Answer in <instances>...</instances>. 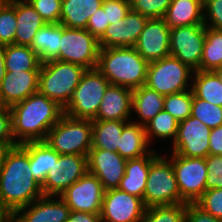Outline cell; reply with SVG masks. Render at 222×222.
I'll list each match as a JSON object with an SVG mask.
<instances>
[{"label": "cell", "mask_w": 222, "mask_h": 222, "mask_svg": "<svg viewBox=\"0 0 222 222\" xmlns=\"http://www.w3.org/2000/svg\"><path fill=\"white\" fill-rule=\"evenodd\" d=\"M43 196L31 172L28 150L22 144L9 148L0 171L2 204L13 214Z\"/></svg>", "instance_id": "obj_1"}, {"label": "cell", "mask_w": 222, "mask_h": 222, "mask_svg": "<svg viewBox=\"0 0 222 222\" xmlns=\"http://www.w3.org/2000/svg\"><path fill=\"white\" fill-rule=\"evenodd\" d=\"M12 135L17 144L45 141L64 115V108L39 91L10 107Z\"/></svg>", "instance_id": "obj_2"}, {"label": "cell", "mask_w": 222, "mask_h": 222, "mask_svg": "<svg viewBox=\"0 0 222 222\" xmlns=\"http://www.w3.org/2000/svg\"><path fill=\"white\" fill-rule=\"evenodd\" d=\"M148 62L135 47L100 48L97 69L112 85L133 89L146 83Z\"/></svg>", "instance_id": "obj_3"}, {"label": "cell", "mask_w": 222, "mask_h": 222, "mask_svg": "<svg viewBox=\"0 0 222 222\" xmlns=\"http://www.w3.org/2000/svg\"><path fill=\"white\" fill-rule=\"evenodd\" d=\"M86 69L60 60L41 63L39 92L65 108Z\"/></svg>", "instance_id": "obj_4"}, {"label": "cell", "mask_w": 222, "mask_h": 222, "mask_svg": "<svg viewBox=\"0 0 222 222\" xmlns=\"http://www.w3.org/2000/svg\"><path fill=\"white\" fill-rule=\"evenodd\" d=\"M47 142L58 154L88 156L92 147V120L63 115L49 130Z\"/></svg>", "instance_id": "obj_5"}, {"label": "cell", "mask_w": 222, "mask_h": 222, "mask_svg": "<svg viewBox=\"0 0 222 222\" xmlns=\"http://www.w3.org/2000/svg\"><path fill=\"white\" fill-rule=\"evenodd\" d=\"M143 203L146 208L186 203L180 197L172 163L163 156L156 154L150 161Z\"/></svg>", "instance_id": "obj_6"}, {"label": "cell", "mask_w": 222, "mask_h": 222, "mask_svg": "<svg viewBox=\"0 0 222 222\" xmlns=\"http://www.w3.org/2000/svg\"><path fill=\"white\" fill-rule=\"evenodd\" d=\"M110 83L95 69H86L64 108V114L84 120H95L102 98Z\"/></svg>", "instance_id": "obj_7"}, {"label": "cell", "mask_w": 222, "mask_h": 222, "mask_svg": "<svg viewBox=\"0 0 222 222\" xmlns=\"http://www.w3.org/2000/svg\"><path fill=\"white\" fill-rule=\"evenodd\" d=\"M193 73L189 66L169 55L148 64L145 85L164 96L187 91Z\"/></svg>", "instance_id": "obj_8"}, {"label": "cell", "mask_w": 222, "mask_h": 222, "mask_svg": "<svg viewBox=\"0 0 222 222\" xmlns=\"http://www.w3.org/2000/svg\"><path fill=\"white\" fill-rule=\"evenodd\" d=\"M99 41L87 29L63 26L58 60L95 69L99 57Z\"/></svg>", "instance_id": "obj_9"}, {"label": "cell", "mask_w": 222, "mask_h": 222, "mask_svg": "<svg viewBox=\"0 0 222 222\" xmlns=\"http://www.w3.org/2000/svg\"><path fill=\"white\" fill-rule=\"evenodd\" d=\"M170 162L175 172L180 197L186 203H195L206 190L205 158L184 157L172 153Z\"/></svg>", "instance_id": "obj_10"}, {"label": "cell", "mask_w": 222, "mask_h": 222, "mask_svg": "<svg viewBox=\"0 0 222 222\" xmlns=\"http://www.w3.org/2000/svg\"><path fill=\"white\" fill-rule=\"evenodd\" d=\"M205 25L196 24L170 29V55L179 59L193 71L200 70Z\"/></svg>", "instance_id": "obj_11"}, {"label": "cell", "mask_w": 222, "mask_h": 222, "mask_svg": "<svg viewBox=\"0 0 222 222\" xmlns=\"http://www.w3.org/2000/svg\"><path fill=\"white\" fill-rule=\"evenodd\" d=\"M88 171L87 156L59 154L41 186L44 196H60Z\"/></svg>", "instance_id": "obj_12"}, {"label": "cell", "mask_w": 222, "mask_h": 222, "mask_svg": "<svg viewBox=\"0 0 222 222\" xmlns=\"http://www.w3.org/2000/svg\"><path fill=\"white\" fill-rule=\"evenodd\" d=\"M211 130L193 116L179 122L176 138L172 142V153L184 157L206 158L209 155Z\"/></svg>", "instance_id": "obj_13"}, {"label": "cell", "mask_w": 222, "mask_h": 222, "mask_svg": "<svg viewBox=\"0 0 222 222\" xmlns=\"http://www.w3.org/2000/svg\"><path fill=\"white\" fill-rule=\"evenodd\" d=\"M104 192L101 181L87 171L77 182L69 186L60 197L71 211L101 213Z\"/></svg>", "instance_id": "obj_14"}, {"label": "cell", "mask_w": 222, "mask_h": 222, "mask_svg": "<svg viewBox=\"0 0 222 222\" xmlns=\"http://www.w3.org/2000/svg\"><path fill=\"white\" fill-rule=\"evenodd\" d=\"M146 207L141 198L116 189L104 192L100 217L104 222H140Z\"/></svg>", "instance_id": "obj_15"}, {"label": "cell", "mask_w": 222, "mask_h": 222, "mask_svg": "<svg viewBox=\"0 0 222 222\" xmlns=\"http://www.w3.org/2000/svg\"><path fill=\"white\" fill-rule=\"evenodd\" d=\"M134 47L148 63L169 56L170 28L164 19H147Z\"/></svg>", "instance_id": "obj_16"}, {"label": "cell", "mask_w": 222, "mask_h": 222, "mask_svg": "<svg viewBox=\"0 0 222 222\" xmlns=\"http://www.w3.org/2000/svg\"><path fill=\"white\" fill-rule=\"evenodd\" d=\"M126 159L115 151L90 149L87 156L88 172L95 175L103 189H116L125 175Z\"/></svg>", "instance_id": "obj_17"}, {"label": "cell", "mask_w": 222, "mask_h": 222, "mask_svg": "<svg viewBox=\"0 0 222 222\" xmlns=\"http://www.w3.org/2000/svg\"><path fill=\"white\" fill-rule=\"evenodd\" d=\"M43 196L31 204L17 209L12 214V222H66L71 209L59 196Z\"/></svg>", "instance_id": "obj_18"}, {"label": "cell", "mask_w": 222, "mask_h": 222, "mask_svg": "<svg viewBox=\"0 0 222 222\" xmlns=\"http://www.w3.org/2000/svg\"><path fill=\"white\" fill-rule=\"evenodd\" d=\"M39 71H6L0 85V101L11 107L39 90Z\"/></svg>", "instance_id": "obj_19"}, {"label": "cell", "mask_w": 222, "mask_h": 222, "mask_svg": "<svg viewBox=\"0 0 222 222\" xmlns=\"http://www.w3.org/2000/svg\"><path fill=\"white\" fill-rule=\"evenodd\" d=\"M133 90L110 84L102 98L95 120L130 121Z\"/></svg>", "instance_id": "obj_20"}, {"label": "cell", "mask_w": 222, "mask_h": 222, "mask_svg": "<svg viewBox=\"0 0 222 222\" xmlns=\"http://www.w3.org/2000/svg\"><path fill=\"white\" fill-rule=\"evenodd\" d=\"M155 155V152L151 150L143 157L128 159L125 166V175L121 179L118 189L143 200L150 161Z\"/></svg>", "instance_id": "obj_21"}, {"label": "cell", "mask_w": 222, "mask_h": 222, "mask_svg": "<svg viewBox=\"0 0 222 222\" xmlns=\"http://www.w3.org/2000/svg\"><path fill=\"white\" fill-rule=\"evenodd\" d=\"M204 0H172L163 19L170 29L204 24Z\"/></svg>", "instance_id": "obj_22"}, {"label": "cell", "mask_w": 222, "mask_h": 222, "mask_svg": "<svg viewBox=\"0 0 222 222\" xmlns=\"http://www.w3.org/2000/svg\"><path fill=\"white\" fill-rule=\"evenodd\" d=\"M16 21L14 44L24 46H31L37 31L46 24L29 2H16Z\"/></svg>", "instance_id": "obj_23"}, {"label": "cell", "mask_w": 222, "mask_h": 222, "mask_svg": "<svg viewBox=\"0 0 222 222\" xmlns=\"http://www.w3.org/2000/svg\"><path fill=\"white\" fill-rule=\"evenodd\" d=\"M104 0H62L60 24L68 28L86 29L87 22Z\"/></svg>", "instance_id": "obj_24"}, {"label": "cell", "mask_w": 222, "mask_h": 222, "mask_svg": "<svg viewBox=\"0 0 222 222\" xmlns=\"http://www.w3.org/2000/svg\"><path fill=\"white\" fill-rule=\"evenodd\" d=\"M29 152L31 172L36 182L43 185L49 170L57 162L59 154L45 141H29L22 144Z\"/></svg>", "instance_id": "obj_25"}, {"label": "cell", "mask_w": 222, "mask_h": 222, "mask_svg": "<svg viewBox=\"0 0 222 222\" xmlns=\"http://www.w3.org/2000/svg\"><path fill=\"white\" fill-rule=\"evenodd\" d=\"M63 26L60 23H46L34 36L30 48L38 55L41 63L58 60Z\"/></svg>", "instance_id": "obj_26"}, {"label": "cell", "mask_w": 222, "mask_h": 222, "mask_svg": "<svg viewBox=\"0 0 222 222\" xmlns=\"http://www.w3.org/2000/svg\"><path fill=\"white\" fill-rule=\"evenodd\" d=\"M165 96L149 88L145 84L133 89L132 111L140 118L136 123L145 126L160 111L164 110Z\"/></svg>", "instance_id": "obj_27"}, {"label": "cell", "mask_w": 222, "mask_h": 222, "mask_svg": "<svg viewBox=\"0 0 222 222\" xmlns=\"http://www.w3.org/2000/svg\"><path fill=\"white\" fill-rule=\"evenodd\" d=\"M148 146L144 126L128 121L120 137L119 154L126 160L140 158L151 151Z\"/></svg>", "instance_id": "obj_28"}, {"label": "cell", "mask_w": 222, "mask_h": 222, "mask_svg": "<svg viewBox=\"0 0 222 222\" xmlns=\"http://www.w3.org/2000/svg\"><path fill=\"white\" fill-rule=\"evenodd\" d=\"M128 121L92 120V147L119 154V141L124 125Z\"/></svg>", "instance_id": "obj_29"}, {"label": "cell", "mask_w": 222, "mask_h": 222, "mask_svg": "<svg viewBox=\"0 0 222 222\" xmlns=\"http://www.w3.org/2000/svg\"><path fill=\"white\" fill-rule=\"evenodd\" d=\"M191 90L195 97L222 107V84L213 71H194Z\"/></svg>", "instance_id": "obj_30"}, {"label": "cell", "mask_w": 222, "mask_h": 222, "mask_svg": "<svg viewBox=\"0 0 222 222\" xmlns=\"http://www.w3.org/2000/svg\"><path fill=\"white\" fill-rule=\"evenodd\" d=\"M6 71L40 70L41 61L30 46L9 44L5 45Z\"/></svg>", "instance_id": "obj_31"}, {"label": "cell", "mask_w": 222, "mask_h": 222, "mask_svg": "<svg viewBox=\"0 0 222 222\" xmlns=\"http://www.w3.org/2000/svg\"><path fill=\"white\" fill-rule=\"evenodd\" d=\"M222 67V30L205 26V41L201 58V71H214Z\"/></svg>", "instance_id": "obj_32"}, {"label": "cell", "mask_w": 222, "mask_h": 222, "mask_svg": "<svg viewBox=\"0 0 222 222\" xmlns=\"http://www.w3.org/2000/svg\"><path fill=\"white\" fill-rule=\"evenodd\" d=\"M179 122L165 110L160 111L154 118L146 123L144 126L146 139L148 144L152 137L155 138H172L174 142Z\"/></svg>", "instance_id": "obj_33"}, {"label": "cell", "mask_w": 222, "mask_h": 222, "mask_svg": "<svg viewBox=\"0 0 222 222\" xmlns=\"http://www.w3.org/2000/svg\"><path fill=\"white\" fill-rule=\"evenodd\" d=\"M186 203L146 208L140 222H185Z\"/></svg>", "instance_id": "obj_34"}, {"label": "cell", "mask_w": 222, "mask_h": 222, "mask_svg": "<svg viewBox=\"0 0 222 222\" xmlns=\"http://www.w3.org/2000/svg\"><path fill=\"white\" fill-rule=\"evenodd\" d=\"M193 92L191 89L165 95L164 110L171 114L178 122L191 116Z\"/></svg>", "instance_id": "obj_35"}, {"label": "cell", "mask_w": 222, "mask_h": 222, "mask_svg": "<svg viewBox=\"0 0 222 222\" xmlns=\"http://www.w3.org/2000/svg\"><path fill=\"white\" fill-rule=\"evenodd\" d=\"M16 29V2L0 0V44H14Z\"/></svg>", "instance_id": "obj_36"}, {"label": "cell", "mask_w": 222, "mask_h": 222, "mask_svg": "<svg viewBox=\"0 0 222 222\" xmlns=\"http://www.w3.org/2000/svg\"><path fill=\"white\" fill-rule=\"evenodd\" d=\"M191 116L199 119L208 128L222 126V107L211 104L193 95Z\"/></svg>", "instance_id": "obj_37"}, {"label": "cell", "mask_w": 222, "mask_h": 222, "mask_svg": "<svg viewBox=\"0 0 222 222\" xmlns=\"http://www.w3.org/2000/svg\"><path fill=\"white\" fill-rule=\"evenodd\" d=\"M98 41L100 48L127 47V30L124 19L110 24Z\"/></svg>", "instance_id": "obj_38"}, {"label": "cell", "mask_w": 222, "mask_h": 222, "mask_svg": "<svg viewBox=\"0 0 222 222\" xmlns=\"http://www.w3.org/2000/svg\"><path fill=\"white\" fill-rule=\"evenodd\" d=\"M172 0H130L131 10L148 19L163 18Z\"/></svg>", "instance_id": "obj_39"}, {"label": "cell", "mask_w": 222, "mask_h": 222, "mask_svg": "<svg viewBox=\"0 0 222 222\" xmlns=\"http://www.w3.org/2000/svg\"><path fill=\"white\" fill-rule=\"evenodd\" d=\"M195 204L206 213L222 220V188L205 190Z\"/></svg>", "instance_id": "obj_40"}, {"label": "cell", "mask_w": 222, "mask_h": 222, "mask_svg": "<svg viewBox=\"0 0 222 222\" xmlns=\"http://www.w3.org/2000/svg\"><path fill=\"white\" fill-rule=\"evenodd\" d=\"M29 3L46 23H60L62 0H31Z\"/></svg>", "instance_id": "obj_41"}, {"label": "cell", "mask_w": 222, "mask_h": 222, "mask_svg": "<svg viewBox=\"0 0 222 222\" xmlns=\"http://www.w3.org/2000/svg\"><path fill=\"white\" fill-rule=\"evenodd\" d=\"M207 168L206 190L222 188V155H208L205 158Z\"/></svg>", "instance_id": "obj_42"}, {"label": "cell", "mask_w": 222, "mask_h": 222, "mask_svg": "<svg viewBox=\"0 0 222 222\" xmlns=\"http://www.w3.org/2000/svg\"><path fill=\"white\" fill-rule=\"evenodd\" d=\"M147 19V17L133 10H130L126 15L124 24H126L127 30V47L135 46Z\"/></svg>", "instance_id": "obj_43"}, {"label": "cell", "mask_w": 222, "mask_h": 222, "mask_svg": "<svg viewBox=\"0 0 222 222\" xmlns=\"http://www.w3.org/2000/svg\"><path fill=\"white\" fill-rule=\"evenodd\" d=\"M203 12L206 27L222 30V0H204Z\"/></svg>", "instance_id": "obj_44"}, {"label": "cell", "mask_w": 222, "mask_h": 222, "mask_svg": "<svg viewBox=\"0 0 222 222\" xmlns=\"http://www.w3.org/2000/svg\"><path fill=\"white\" fill-rule=\"evenodd\" d=\"M102 7L106 13L109 24L125 19L131 10L130 0H104Z\"/></svg>", "instance_id": "obj_45"}, {"label": "cell", "mask_w": 222, "mask_h": 222, "mask_svg": "<svg viewBox=\"0 0 222 222\" xmlns=\"http://www.w3.org/2000/svg\"><path fill=\"white\" fill-rule=\"evenodd\" d=\"M0 145H18L12 135L10 107H0Z\"/></svg>", "instance_id": "obj_46"}, {"label": "cell", "mask_w": 222, "mask_h": 222, "mask_svg": "<svg viewBox=\"0 0 222 222\" xmlns=\"http://www.w3.org/2000/svg\"><path fill=\"white\" fill-rule=\"evenodd\" d=\"M109 21H107L106 13L103 7L97 9V11L91 15L87 22L86 29L97 39H99L105 32L106 28L109 26Z\"/></svg>", "instance_id": "obj_47"}, {"label": "cell", "mask_w": 222, "mask_h": 222, "mask_svg": "<svg viewBox=\"0 0 222 222\" xmlns=\"http://www.w3.org/2000/svg\"><path fill=\"white\" fill-rule=\"evenodd\" d=\"M185 222H222V220L206 213L195 203H186Z\"/></svg>", "instance_id": "obj_48"}, {"label": "cell", "mask_w": 222, "mask_h": 222, "mask_svg": "<svg viewBox=\"0 0 222 222\" xmlns=\"http://www.w3.org/2000/svg\"><path fill=\"white\" fill-rule=\"evenodd\" d=\"M209 154L222 155V126L211 130L209 136Z\"/></svg>", "instance_id": "obj_49"}, {"label": "cell", "mask_w": 222, "mask_h": 222, "mask_svg": "<svg viewBox=\"0 0 222 222\" xmlns=\"http://www.w3.org/2000/svg\"><path fill=\"white\" fill-rule=\"evenodd\" d=\"M100 213L71 211L66 222H100Z\"/></svg>", "instance_id": "obj_50"}, {"label": "cell", "mask_w": 222, "mask_h": 222, "mask_svg": "<svg viewBox=\"0 0 222 222\" xmlns=\"http://www.w3.org/2000/svg\"><path fill=\"white\" fill-rule=\"evenodd\" d=\"M4 58H5V45L0 44V85L6 73Z\"/></svg>", "instance_id": "obj_51"}, {"label": "cell", "mask_w": 222, "mask_h": 222, "mask_svg": "<svg viewBox=\"0 0 222 222\" xmlns=\"http://www.w3.org/2000/svg\"><path fill=\"white\" fill-rule=\"evenodd\" d=\"M0 222H12V213L0 201Z\"/></svg>", "instance_id": "obj_52"}, {"label": "cell", "mask_w": 222, "mask_h": 222, "mask_svg": "<svg viewBox=\"0 0 222 222\" xmlns=\"http://www.w3.org/2000/svg\"><path fill=\"white\" fill-rule=\"evenodd\" d=\"M14 146L16 145H0V171L3 167V162L7 151L9 150V148Z\"/></svg>", "instance_id": "obj_53"}, {"label": "cell", "mask_w": 222, "mask_h": 222, "mask_svg": "<svg viewBox=\"0 0 222 222\" xmlns=\"http://www.w3.org/2000/svg\"><path fill=\"white\" fill-rule=\"evenodd\" d=\"M213 72L216 74L222 84V67L215 69Z\"/></svg>", "instance_id": "obj_54"}, {"label": "cell", "mask_w": 222, "mask_h": 222, "mask_svg": "<svg viewBox=\"0 0 222 222\" xmlns=\"http://www.w3.org/2000/svg\"><path fill=\"white\" fill-rule=\"evenodd\" d=\"M10 2H30L31 0H7Z\"/></svg>", "instance_id": "obj_55"}]
</instances>
